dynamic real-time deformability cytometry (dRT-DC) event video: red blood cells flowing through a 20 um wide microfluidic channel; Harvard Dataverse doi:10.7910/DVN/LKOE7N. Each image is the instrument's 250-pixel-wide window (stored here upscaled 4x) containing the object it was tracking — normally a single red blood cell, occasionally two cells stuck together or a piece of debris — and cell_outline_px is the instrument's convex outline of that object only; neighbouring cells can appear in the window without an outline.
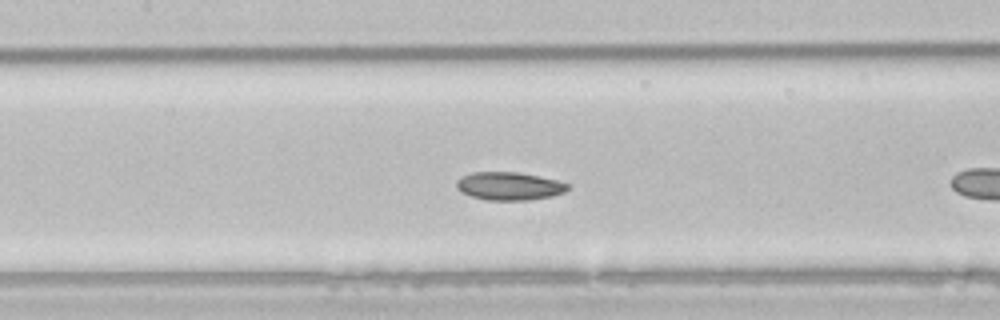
{"species": "common noctule bat (a hibernating species)", "species_latin": "Nyctalus noctula", "temperature_condition": "room temperature", "stored_images_in_passage": 15, "camera_frame_rate_fps": 3000, "um_per_image_px": 0.085, "animal": {"sex": "male", "body_mass_g": 21.5, "forearm_length_mm": 52.0}, "frame": {"image": 1, "passage_image": 11, "time_ms": 3.333, "image_size_px": [1000, 320], "cell_outline_px": [[568, 188], [564, 192], [552, 196], [532, 200], [484, 200], [460, 192], [456, 188], [456, 180], [472, 172], [516, 172], [556, 180], [568, 184]], "centroid_in_image_um": [43.24, 15.83], "position_along_channel_um": 164.2, "area_um2": 18.09}}